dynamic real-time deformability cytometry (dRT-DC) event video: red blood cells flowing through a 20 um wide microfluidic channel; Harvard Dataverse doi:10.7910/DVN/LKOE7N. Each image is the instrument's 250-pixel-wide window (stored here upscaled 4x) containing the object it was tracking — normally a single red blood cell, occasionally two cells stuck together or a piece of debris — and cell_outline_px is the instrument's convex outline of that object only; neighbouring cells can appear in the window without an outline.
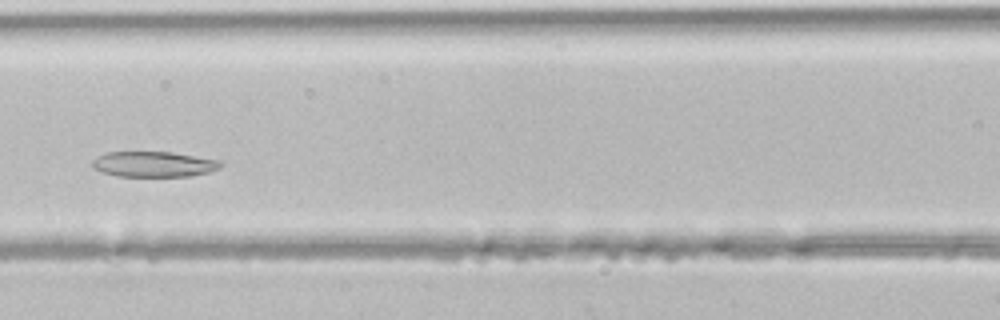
{"species": "common noctule bat (a hibernating species)", "species_latin": "Nyctalus noctula", "temperature_condition": "room temperature", "stored_images_in_passage": 31, "segment_of_instrument_passage": [1, 2], "camera_frame_rate_fps": 3000, "um_per_image_px": 0.085, "animal": {"sex": "male", "body_mass_g": 21.5, "forearm_length_mm": 52.0}, "frame": {"image": 1, "passage_image": 7, "time_ms": 2.0, "image_size_px": [1000, 320], "cell_outline_px": [[224, 164], [220, 168], [208, 172], [192, 176], [116, 176], [100, 172], [92, 168], [92, 160], [96, 156], [104, 152], [172, 152], [220, 160]], "centroid_in_image_um": [13.04, 13.95], "position_along_channel_um": 153.6, "area_um2": 19.31}}
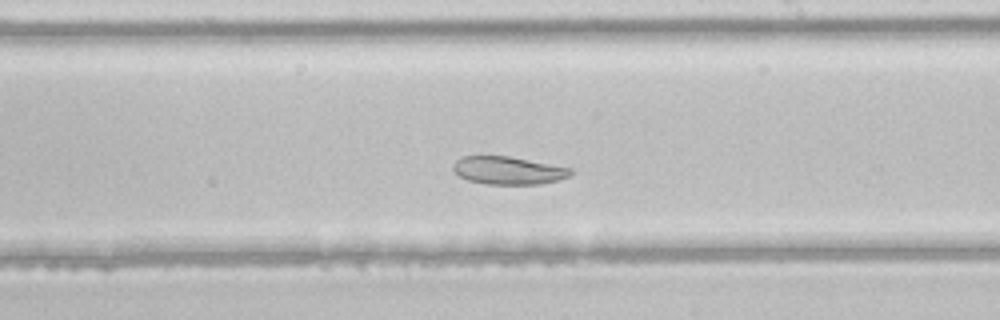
{"frame": {"image": 2, "passage_image": 13, "time_ms": 4.0, "image_size_px": [1000, 320], "cell_outline_px": [[572, 172], [568, 176], [560, 180], [540, 184], [488, 184], [468, 180], [452, 172], [452, 164], [460, 156], [508, 156], [572, 168]], "centroid_in_image_um": [43.16, 14.48], "position_along_channel_um": 245.8, "area_um2": 19.13}}
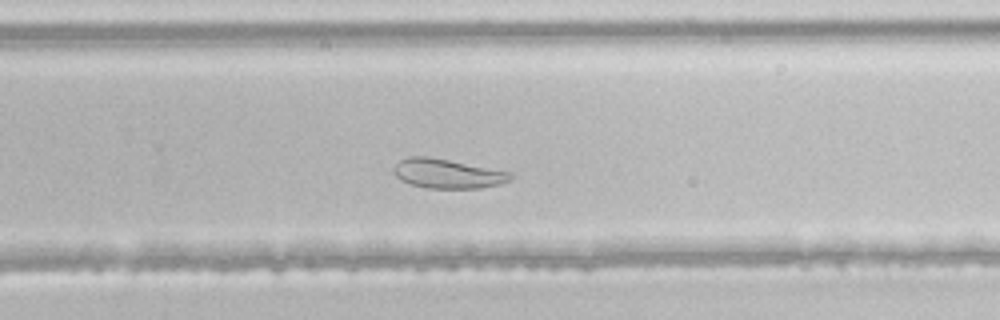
{"frame": {"image": 3, "passage_image": 16, "time_ms": 5.0, "image_size_px": [1000, 320], "cell_outline_px": [[512, 180], [500, 184], [480, 188], [428, 188], [412, 184], [400, 180], [392, 172], [392, 168], [400, 160], [408, 156], [428, 156], [512, 172]], "centroid_in_image_um": [38.03, 14.75], "position_along_channel_um": 291.8, "area_um2": 20.06}}